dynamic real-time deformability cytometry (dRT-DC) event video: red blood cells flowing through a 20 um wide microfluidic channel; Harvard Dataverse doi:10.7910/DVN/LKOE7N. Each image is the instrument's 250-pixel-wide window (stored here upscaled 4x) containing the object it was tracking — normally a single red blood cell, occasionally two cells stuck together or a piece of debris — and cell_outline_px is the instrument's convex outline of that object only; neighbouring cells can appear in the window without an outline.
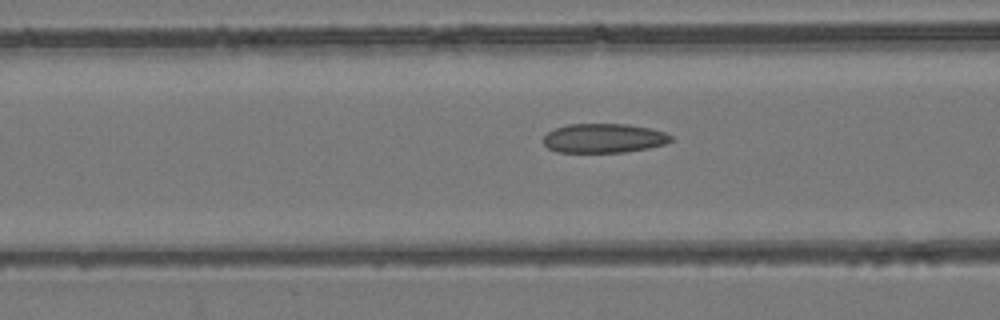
{"species": "common noctule bat (a hibernating species)", "species_latin": "Nyctalus noctula", "temperature_condition": "room temperature", "stored_images_in_passage": 54, "camera_frame_rate_fps": 3000, "um_per_image_px": 0.085, "animal": {"sex": "female", "body_mass_g": 24.6, "forearm_length_mm": 56.2}, "frame": {"image": 1, "passage_image": 22, "time_ms": 7.0, "image_size_px": [1000, 320], "cell_outline_px": [[672, 140], [664, 144], [648, 148], [624, 152], [556, 152], [548, 148], [544, 144], [544, 136], [548, 132], [556, 128], [568, 124], [628, 124], [648, 128], [664, 132], [672, 136]], "centroid_in_image_um": [51.31, 11.75], "position_along_channel_um": 115.3, "area_um2": 21.62}}
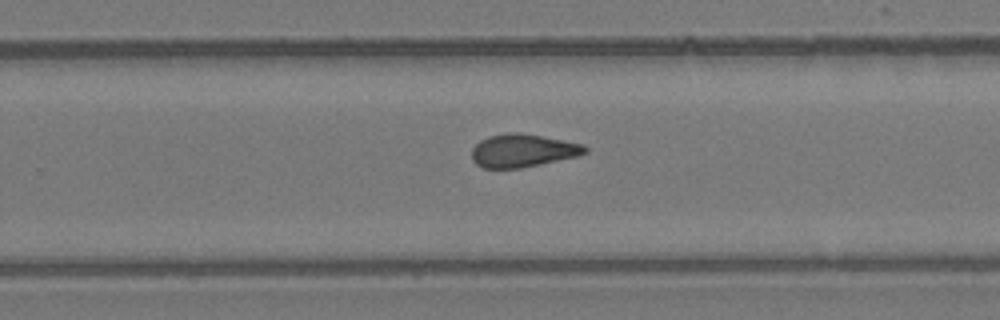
{"frame": {"image": 2, "passage_image": 35, "time_ms": 11.333, "image_size_px": [1000, 320], "cell_outline_px": [[588, 152], [576, 156], [540, 164], [520, 168], [484, 168], [476, 164], [472, 160], [472, 148], [480, 140], [488, 136], [508, 132], [516, 132], [540, 136], [584, 144], [588, 148]], "centroid_in_image_um": [44.41, 12.8], "position_along_channel_um": 285.4, "area_um2": 21.68}}
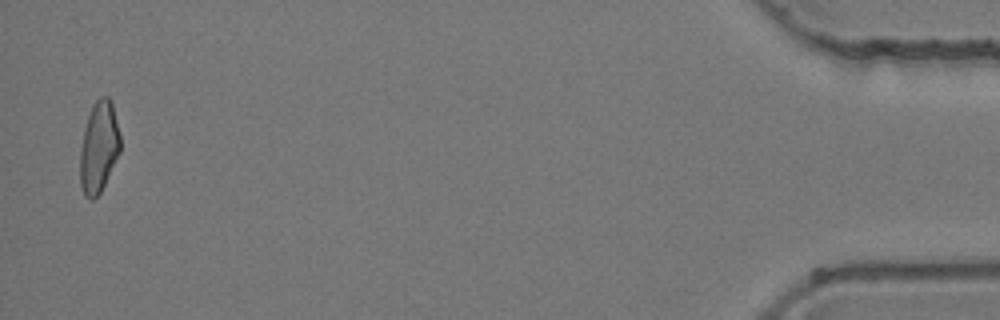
{"frame": {"image": 3, "passage_image": 53, "time_ms": 17.333, "image_size_px": [1000, 320], "cell_outline_px": [[120, 152], [100, 192], [92, 200], [84, 196], [80, 184], [80, 148], [84, 128], [92, 104], [100, 96], [108, 96], [112, 100], [120, 136]], "centroid_in_image_um": [8.39, 12.47], "position_along_channel_um": 426.8, "area_um2": 21.44}, "authors_computed_cell_mechanics": {"area_um2": 22.0507, "velocity_mm_per_s": 3.9296, "shape_relaxation_time_tau1_ms": null, "shape_relaxation_time_tau2_ms": 3.0199, "deformation_change_tau1": null, "deformation_change_tau2": 0.1093}}